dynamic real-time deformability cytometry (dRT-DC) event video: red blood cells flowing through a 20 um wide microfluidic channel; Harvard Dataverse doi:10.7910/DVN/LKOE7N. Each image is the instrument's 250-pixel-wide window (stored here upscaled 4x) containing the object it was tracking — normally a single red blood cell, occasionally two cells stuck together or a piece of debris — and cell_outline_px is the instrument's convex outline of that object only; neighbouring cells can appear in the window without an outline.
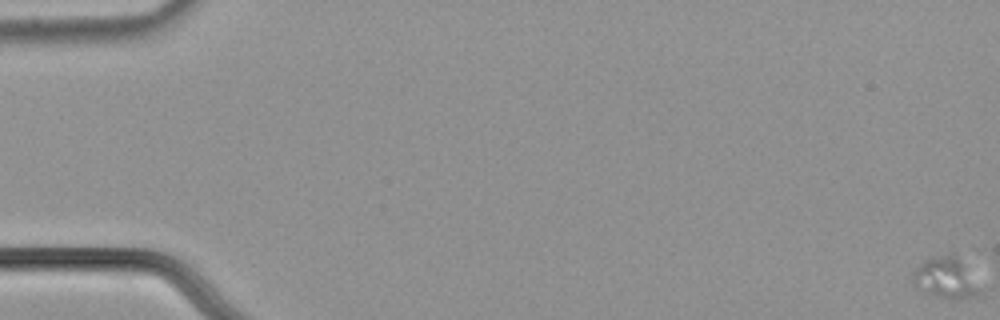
{"species": "common noctule bat (a hibernating species)", "species_latin": "Nyctalus noctula", "temperature_condition": "cold", "stored_images_in_passage": 4, "camera_frame_rate_fps": 3000, "um_per_image_px": 0.085, "animal": {"sex": "male", "body_mass_g": 21.5, "forearm_length_mm": 52.0}, "frame": {"image": 1, "passage_image": 1, "time_ms": 0.0, "image_size_px": [1000, 320], "cell_outline_px": [[984, 292], [980, 296], [940, 296], [920, 292], [916, 288], [912, 280], [912, 272], [924, 260], [948, 252], [952, 252], [960, 260]], "centroid_in_image_um": [80.35, 23.58], "position_along_channel_um": 4.7, "area_um2": 15.72}}